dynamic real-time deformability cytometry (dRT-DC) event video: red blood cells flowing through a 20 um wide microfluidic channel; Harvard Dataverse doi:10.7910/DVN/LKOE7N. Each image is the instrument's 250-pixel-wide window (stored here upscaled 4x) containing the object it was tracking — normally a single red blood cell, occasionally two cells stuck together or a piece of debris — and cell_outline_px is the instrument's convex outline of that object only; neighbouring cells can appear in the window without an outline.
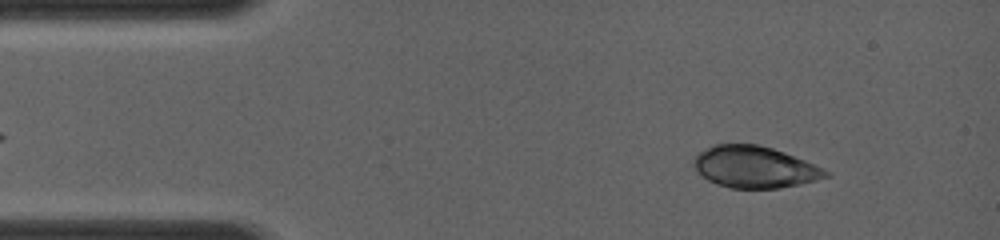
{"species": "common noctule bat (a hibernating species)", "species_latin": "Nyctalus noctula", "temperature_condition": "room temperature", "stored_images_in_passage": 8, "camera_frame_rate_fps": 4000, "um_per_image_px": 0.085, "animal": {"sex": "female", "body_mass_g": 19.0, "forearm_length_mm": 56.7}, "frame": {"image": 1, "passage_image": 3, "time_ms": 0.75, "image_size_px": [1000, 240], "cell_outline_px": [[832, 176], [800, 184], [780, 188], [728, 188], [716, 184], [708, 180], [692, 164], [692, 160], [700, 152], [712, 144], [760, 144], [784, 152], [804, 160], [832, 172]], "centroid_in_image_um": [64.17, 14.2], "position_along_channel_um": 20.8, "area_um2": 32.08}}